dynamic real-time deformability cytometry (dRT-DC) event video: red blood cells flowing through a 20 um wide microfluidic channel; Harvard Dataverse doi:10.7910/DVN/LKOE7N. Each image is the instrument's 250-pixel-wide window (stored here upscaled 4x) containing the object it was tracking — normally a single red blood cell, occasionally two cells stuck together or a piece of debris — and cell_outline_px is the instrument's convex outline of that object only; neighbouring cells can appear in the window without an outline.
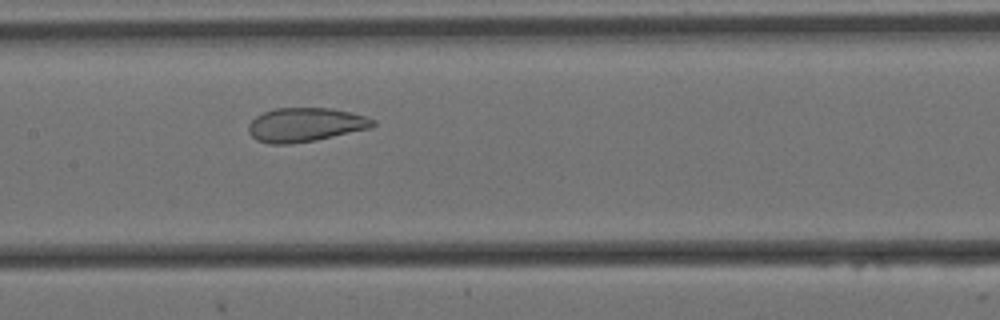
{"species": "Egyptian fruit bat (a non-hibernating species)", "species_latin": "Rousettus aegyptiacus", "temperature_condition": "cold", "stored_images_in_passage": 6, "camera_frame_rate_fps": 3000, "um_per_image_px": 0.085, "animal": {"sex": "female"}, "frame": {"image": 1, "passage_image": 6, "time_ms": 1.667, "image_size_px": [1000, 320], "cell_outline_px": [[376, 124], [372, 128], [316, 140], [288, 144], [268, 144], [256, 140], [248, 132], [248, 124], [256, 116], [264, 112], [276, 108], [328, 108], [352, 112], [376, 120]], "centroid_in_image_um": [25.96, 10.61], "position_along_channel_um": 181.4, "area_um2": 24.74}}